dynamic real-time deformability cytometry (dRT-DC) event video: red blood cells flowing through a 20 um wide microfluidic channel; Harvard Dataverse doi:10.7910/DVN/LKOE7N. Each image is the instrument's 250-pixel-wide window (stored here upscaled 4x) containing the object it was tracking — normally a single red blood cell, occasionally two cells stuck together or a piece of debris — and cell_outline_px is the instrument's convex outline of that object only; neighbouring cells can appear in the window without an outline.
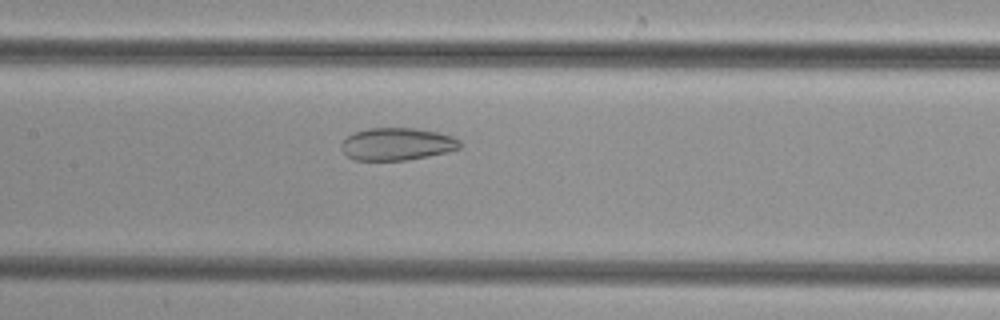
{"species": "common noctule bat (a hibernating species)", "species_latin": "Nyctalus noctula", "temperature_condition": "cold", "stored_images_in_passage": 39, "camera_frame_rate_fps": 3000, "um_per_image_px": 0.085, "animal": {"sex": "female", "body_mass_g": 29.2, "forearm_length_mm": 56.3}, "frame": {"image": 1, "passage_image": 13, "time_ms": 4.0, "image_size_px": [1000, 320], "cell_outline_px": [[460, 148], [428, 156], [408, 160], [356, 160], [348, 156], [340, 148], [340, 144], [352, 132], [368, 128], [416, 128], [440, 132], [452, 136], [460, 140]], "centroid_in_image_um": [33.73, 12.23], "position_along_channel_um": 173.7, "area_um2": 22.48}}
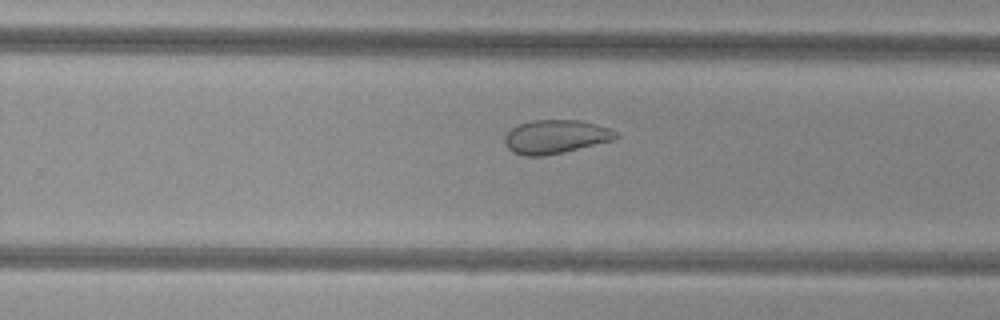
{"frame": {"image": 2, "passage_image": 21, "time_ms": 6.667, "image_size_px": [1000, 320], "cell_outline_px": [[620, 136], [612, 140], [564, 152], [544, 156], [524, 156], [512, 152], [504, 144], [504, 136], [512, 128], [520, 124], [532, 120], [576, 120], [596, 124], [608, 128], [616, 132]], "centroid_in_image_um": [47.19, 11.63], "position_along_channel_um": 282.6, "area_um2": 21.73}}
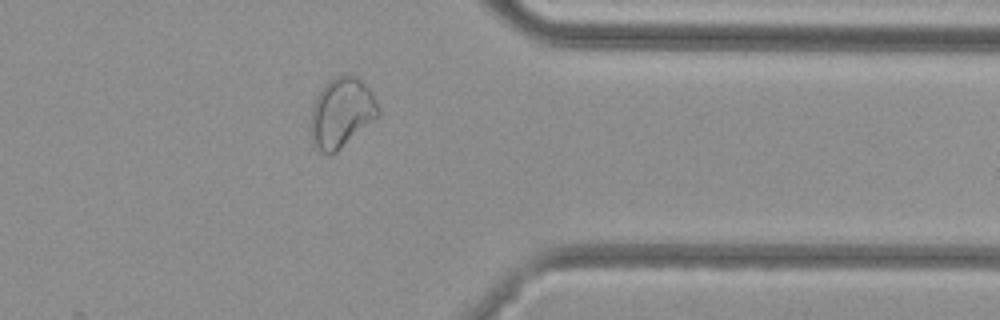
{"frame": {"image": 3, "passage_image": 29, "time_ms": 9.333, "image_size_px": [1000, 320], "cell_outline_px": [[380, 112], [376, 116], [336, 152], [320, 152], [312, 144], [312, 104], [320, 88], [328, 80], [336, 76], [356, 76], [372, 92]], "centroid_in_image_um": [28.99, 9.54], "position_along_channel_um": 382.4, "area_um2": 26.65}}